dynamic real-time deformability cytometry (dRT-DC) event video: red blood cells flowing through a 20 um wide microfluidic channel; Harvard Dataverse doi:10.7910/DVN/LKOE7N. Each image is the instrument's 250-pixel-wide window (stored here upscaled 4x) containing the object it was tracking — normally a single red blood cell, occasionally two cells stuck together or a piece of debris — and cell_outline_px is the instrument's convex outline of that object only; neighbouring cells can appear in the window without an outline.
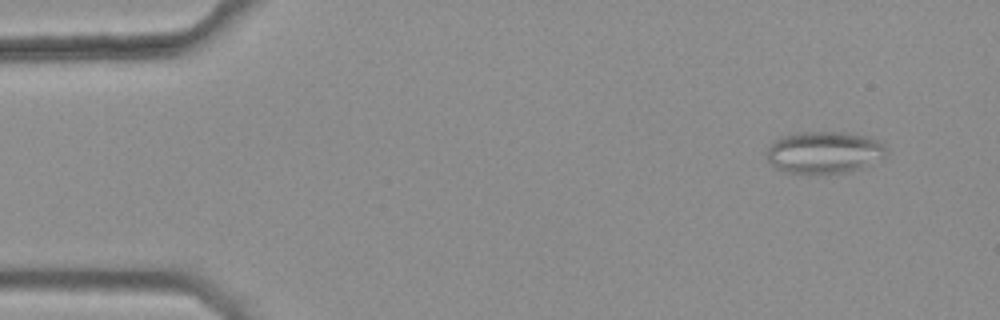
{"species": "common noctule bat (a hibernating species)", "species_latin": "Nyctalus noctula", "temperature_condition": "warm", "stored_images_in_passage": 45, "camera_frame_rate_fps": 3000, "um_per_image_px": 0.085, "animal": {"sex": "female", "body_mass_g": 25.1}, "frame": {"image": 1, "passage_image": 3, "time_ms": 0.667, "image_size_px": [1000, 320], "cell_outline_px": [[888, 152], [884, 156], [860, 168], [848, 172], [808, 176], [784, 172], [776, 168], [764, 156], [764, 152], [776, 140], [784, 136], [800, 132], [844, 132], [868, 136], [880, 140], [884, 144]], "centroid_in_image_um": [70.03, 12.98], "position_along_channel_um": 15.0, "area_um2": 29.94}}
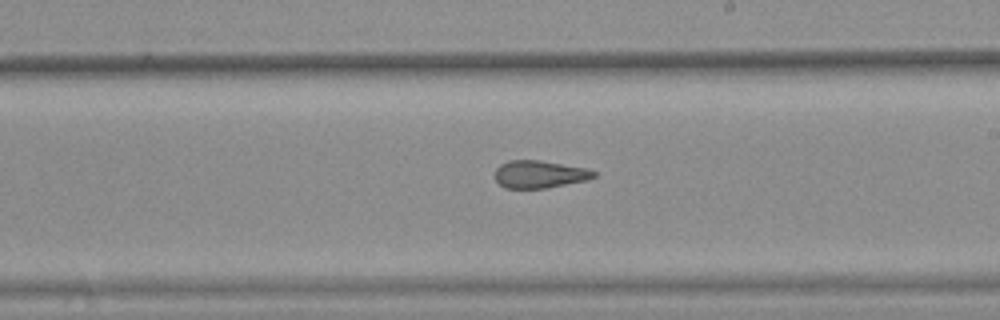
{"frame": {"image": 2, "passage_image": 29, "time_ms": 9.333, "image_size_px": [1000, 320], "cell_outline_px": [[596, 176], [588, 180], [548, 188], [504, 188], [496, 180], [496, 168], [500, 164], [508, 160], [540, 160], [584, 168], [596, 172]], "centroid_in_image_um": [45.85, 14.81], "position_along_channel_um": 243.1, "area_um2": 15.84}}
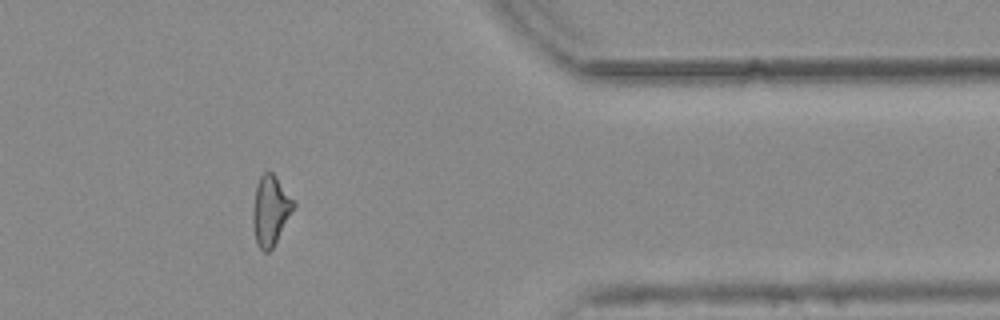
{"frame": {"image": 3, "passage_image": 42, "time_ms": 13.667, "image_size_px": [1000, 320], "cell_outline_px": [[296, 204], [272, 248], [268, 252], [264, 252], [260, 248], [256, 240], [252, 224], [252, 212], [256, 184], [260, 176], [264, 172], [272, 172], [276, 176], [296, 200]], "centroid_in_image_um": [22.99, 17.84], "position_along_channel_um": 388.4, "area_um2": 16.59}, "authors_computed_cell_mechanics": {"area_um2": 16.7042, "velocity_mm_per_s": 3.8222, "shape_relaxation_time_tau1_ms": null, "shape_relaxation_time_tau2_ms": 2.2981, "deformation_change_tau1": null, "deformation_change_tau2": 0.107}}